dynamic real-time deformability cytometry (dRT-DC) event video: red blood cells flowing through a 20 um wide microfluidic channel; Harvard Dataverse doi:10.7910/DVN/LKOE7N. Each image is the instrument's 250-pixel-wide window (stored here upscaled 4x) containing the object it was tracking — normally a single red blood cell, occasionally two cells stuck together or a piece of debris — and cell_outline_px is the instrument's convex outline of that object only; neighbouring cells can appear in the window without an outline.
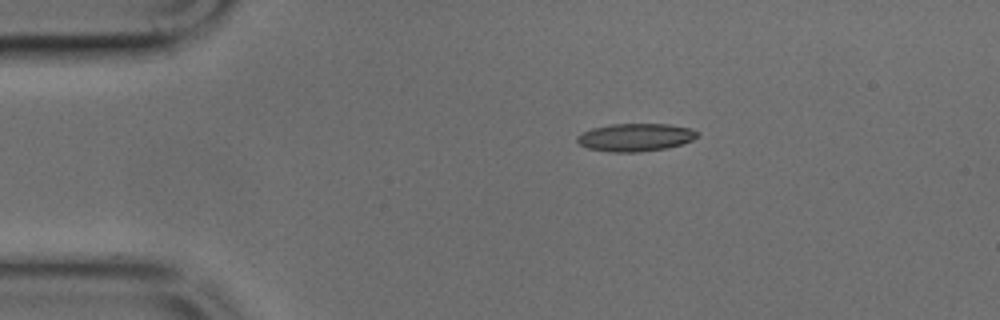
{"species": "common noctule bat (a hibernating species)", "species_latin": "Nyctalus noctula", "temperature_condition": "cold", "stored_images_in_passage": 40, "camera_frame_rate_fps": 3000, "um_per_image_px": 0.085, "animal": {"sex": "male", "body_mass_g": 17.9, "forearm_length_mm": 54.2}, "frame": {"image": 1, "passage_image": 1, "time_ms": 0.0, "image_size_px": [1000, 320], "cell_outline_px": [[700, 136], [692, 140], [680, 144], [664, 148], [636, 152], [608, 152], [588, 148], [580, 144], [576, 140], [576, 136], [592, 128], [612, 124], [668, 124], [692, 128], [700, 132]], "centroid_in_image_um": [54.03, 11.66], "position_along_channel_um": 31.0, "area_um2": 19.48}}
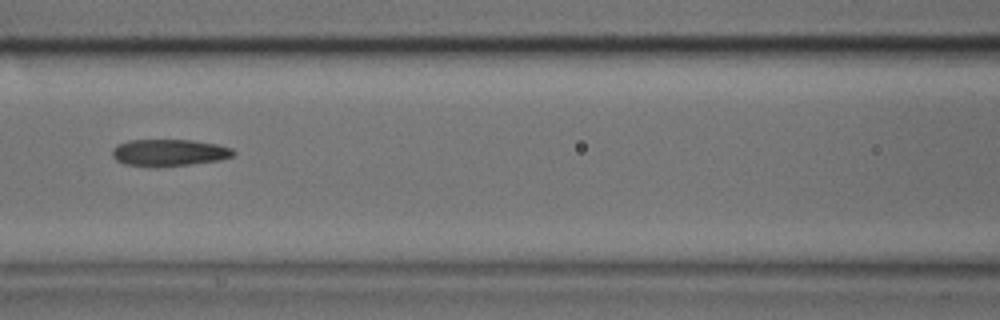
{"frame": {"image": 2, "passage_image": 13, "time_ms": 4.0, "image_size_px": [1000, 320], "cell_outline_px": [[236, 152], [232, 156], [220, 160], [192, 164], [156, 168], [124, 164], [116, 160], [112, 156], [112, 148], [128, 140], [192, 140], [216, 144], [232, 148]], "centroid_in_image_um": [14.36, 12.99], "position_along_channel_um": 152.2, "area_um2": 19.19}}
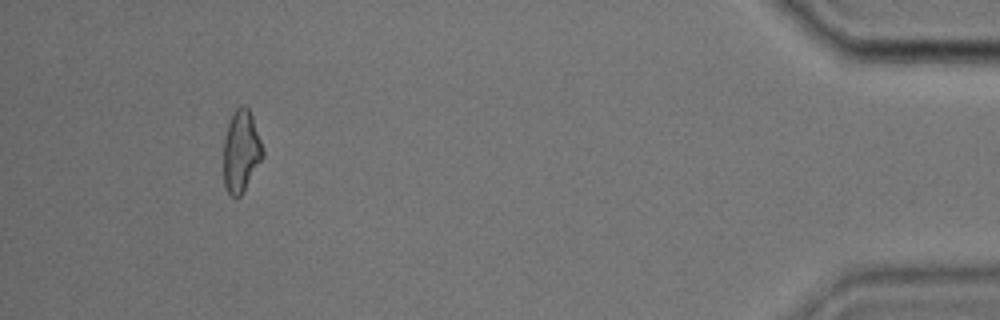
{"frame": {"image": 3, "passage_image": 37, "time_ms": 12.0, "image_size_px": [1000, 320], "cell_outline_px": [[264, 156], [240, 196], [232, 196], [228, 192], [224, 184], [224, 140], [228, 124], [236, 108], [240, 104], [244, 104], [248, 108], [252, 116], [264, 152]], "centroid_in_image_um": [20.49, 12.83], "position_along_channel_um": 414.7, "area_um2": 18.38}}